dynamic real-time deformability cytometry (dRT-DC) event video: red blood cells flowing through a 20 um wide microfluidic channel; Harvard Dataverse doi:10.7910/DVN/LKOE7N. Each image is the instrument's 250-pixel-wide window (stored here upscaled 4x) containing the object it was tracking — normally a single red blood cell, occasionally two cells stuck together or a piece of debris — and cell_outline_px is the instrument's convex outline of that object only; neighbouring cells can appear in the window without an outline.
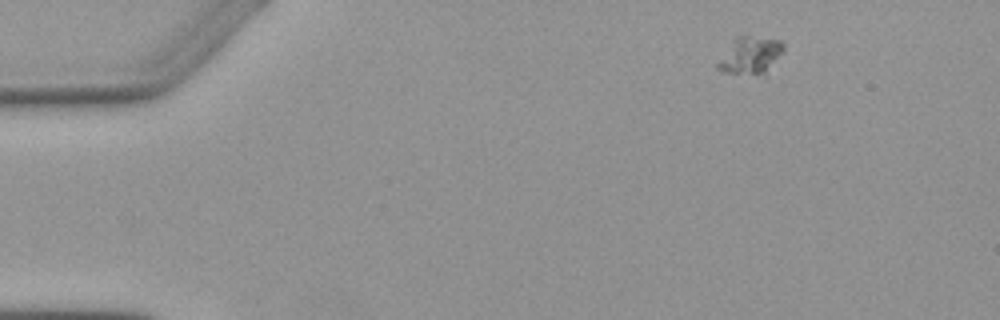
{"species": "Egyptian fruit bat (a non-hibernating species)", "species_latin": "Rousettus aegyptiacus", "temperature_condition": "warm", "stored_images_in_passage": 3, "camera_frame_rate_fps": 3000, "um_per_image_px": 0.085, "animal": {"sex": "female"}, "frame": {"image": 1, "passage_image": 1, "time_ms": 0.0, "image_size_px": [1000, 320], "cell_outline_px": [[784, 48], [764, 80], [720, 72], [716, 68], [716, 64], [736, 36], [744, 36], [780, 40], [784, 44]], "centroid_in_image_um": [63.78, 4.84], "position_along_channel_um": 21.2, "area_um2": 15.03}}